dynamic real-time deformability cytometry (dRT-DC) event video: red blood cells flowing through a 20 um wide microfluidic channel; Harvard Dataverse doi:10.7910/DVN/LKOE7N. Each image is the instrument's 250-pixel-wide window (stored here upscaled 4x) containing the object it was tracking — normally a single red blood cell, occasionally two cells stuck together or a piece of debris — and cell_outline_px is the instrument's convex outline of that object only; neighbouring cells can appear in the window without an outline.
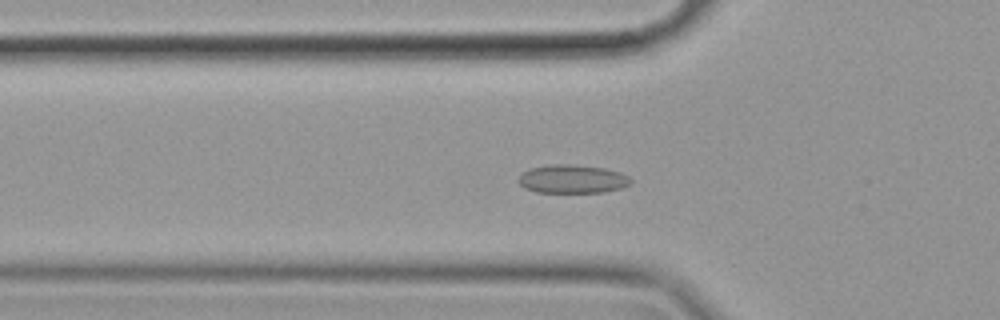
{"species": "common noctule bat (a hibernating species)", "species_latin": "Nyctalus noctula", "temperature_condition": "cold", "stored_images_in_passage": 57, "camera_frame_rate_fps": 3000, "um_per_image_px": 0.085, "animal": {"sex": "female", "body_mass_g": 19.9}, "frame": {"image": 1, "passage_image": 19, "time_ms": 6.0, "image_size_px": [1000, 320], "cell_outline_px": [[632, 184], [620, 188], [604, 192], [536, 192], [524, 188], [516, 180], [524, 172], [532, 168], [552, 164], [568, 164], [604, 168], [620, 172], [628, 176], [632, 180]], "centroid_in_image_um": [48.66, 15.22], "position_along_channel_um": 77.1, "area_um2": 18.55}}
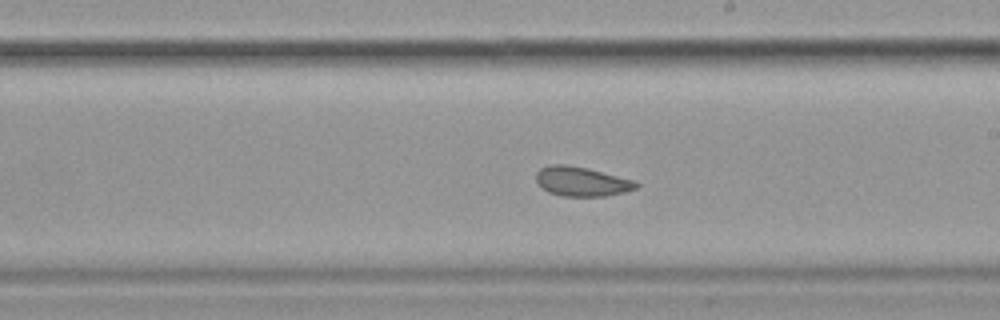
{"frame": {"image": 2, "passage_image": 33, "time_ms": 10.667, "image_size_px": [1000, 320], "cell_outline_px": [[640, 184], [636, 188], [624, 192], [604, 196], [560, 196], [548, 192], [536, 180], [536, 172], [540, 168], [548, 164], [564, 164], [588, 168], [636, 180]], "centroid_in_image_um": [49.45, 15.41], "position_along_channel_um": 239.5, "area_um2": 17.28}}
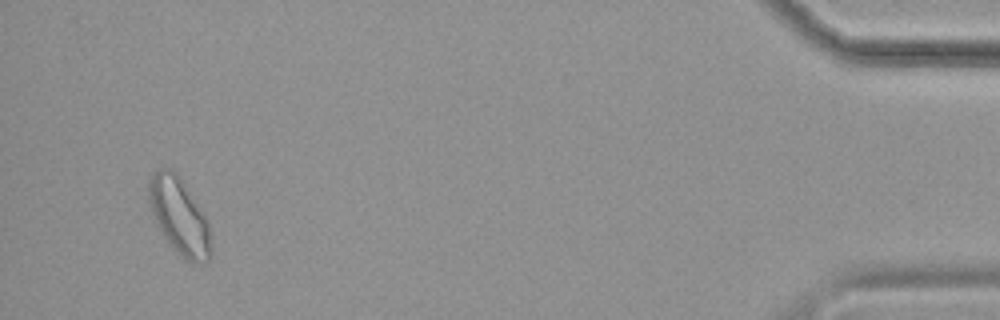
{"frame": {"image": 3, "passage_image": 55, "time_ms": 18.0, "image_size_px": [1000, 320], "cell_outline_px": [[212, 252], [208, 260], [204, 264], [196, 264], [180, 256], [176, 252], [164, 236], [148, 204], [148, 180], [160, 168], [172, 168], [184, 184], [208, 220], [212, 248]], "centroid_in_image_um": [15.26, 18.41], "position_along_channel_um": 419.9, "area_um2": 27.51}, "authors_computed_cell_mechanics": {"area_um2": 19.4208, "velocity_mm_per_s": 3.4828, "shape_relaxation_time_tau1_ms": null, "shape_relaxation_time_tau2_ms": 1.6229, "deformation_change_tau1": null, "deformation_change_tau2": 0.0602}}